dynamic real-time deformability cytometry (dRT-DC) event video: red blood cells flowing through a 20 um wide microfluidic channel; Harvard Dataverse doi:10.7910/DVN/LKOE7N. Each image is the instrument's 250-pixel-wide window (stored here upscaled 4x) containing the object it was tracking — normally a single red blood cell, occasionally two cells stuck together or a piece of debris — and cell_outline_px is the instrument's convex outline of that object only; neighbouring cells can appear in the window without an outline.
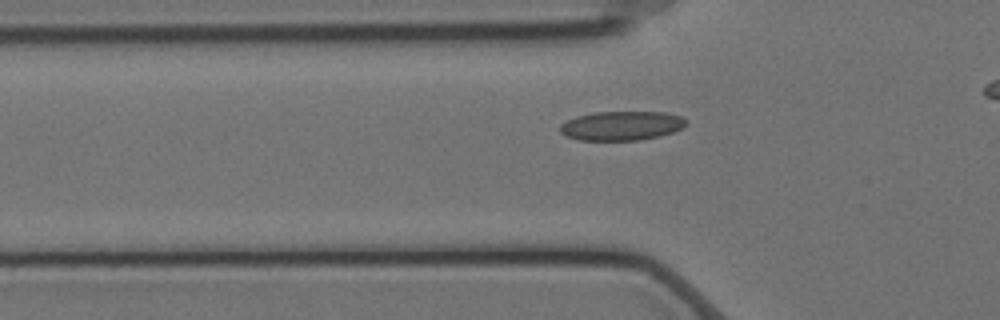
{"species": "Egyptian fruit bat (a non-hibernating species)", "species_latin": "Rousettus aegyptiacus", "temperature_condition": "cold", "stored_images_in_passage": 44, "camera_frame_rate_fps": 3000, "um_per_image_px": 0.085, "animal": {"sex": "female"}, "frame": {"image": 1, "passage_image": 15, "time_ms": 4.667, "image_size_px": [1000, 320], "cell_outline_px": [[688, 124], [684, 128], [660, 136], [640, 140], [580, 140], [568, 136], [560, 132], [560, 124], [576, 116], [596, 112], [664, 112], [680, 116], [688, 120]], "centroid_in_image_um": [52.88, 10.68], "position_along_channel_um": 72.9, "area_um2": 21.5}}
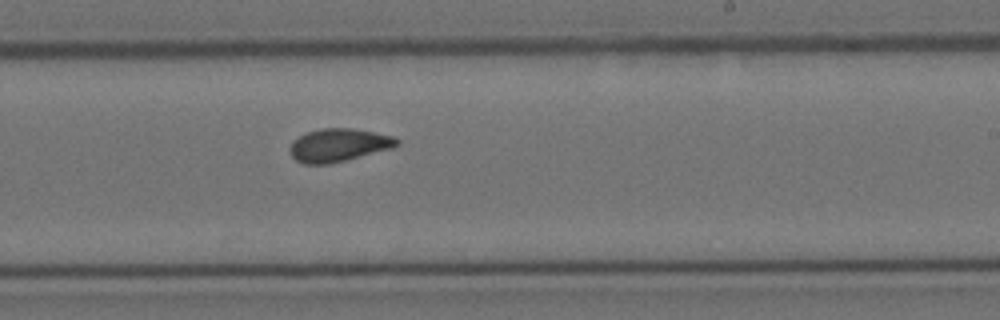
{"frame": {"image": 2, "passage_image": 31, "time_ms": 10.0, "image_size_px": [1000, 320], "cell_outline_px": [[400, 144], [392, 148], [328, 164], [304, 164], [296, 160], [292, 156], [288, 148], [292, 140], [308, 132], [320, 128], [352, 128], [376, 132], [392, 136], [400, 140]], "centroid_in_image_um": [28.77, 12.32], "position_along_channel_um": 260.2, "area_um2": 20.58}}
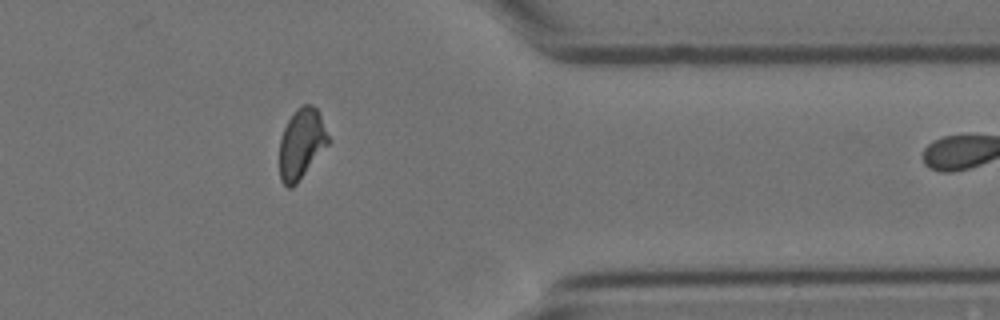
{"frame": {"image": 3, "passage_image": 43, "time_ms": 14.0, "image_size_px": [1000, 320], "cell_outline_px": [[332, 140], [296, 184], [292, 188], [288, 188], [280, 180], [280, 140], [284, 128], [288, 120], [296, 108], [304, 104], [312, 104], [316, 108]], "centroid_in_image_um": [25.64, 12.21], "position_along_channel_um": 385.8, "area_um2": 20.0}}